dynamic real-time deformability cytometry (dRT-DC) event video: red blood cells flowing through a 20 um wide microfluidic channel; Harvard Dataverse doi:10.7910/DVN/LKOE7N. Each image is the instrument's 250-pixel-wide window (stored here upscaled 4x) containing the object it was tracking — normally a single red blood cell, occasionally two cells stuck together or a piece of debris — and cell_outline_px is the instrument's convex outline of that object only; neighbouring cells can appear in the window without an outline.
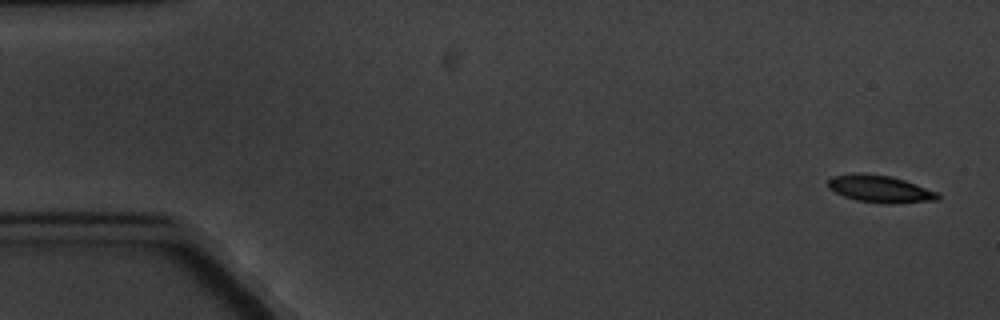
{"species": "common noctule bat (a hibernating species)", "species_latin": "Nyctalus noctula", "temperature_condition": "cold", "stored_images_in_passage": 6, "camera_frame_rate_fps": 3000, "um_per_image_px": 0.085, "animal": {"sex": "male", "body_mass_g": 20.1, "forearm_length_mm": 53.5}, "frame": {"image": 1, "passage_image": 1, "time_ms": 0.0, "image_size_px": [1000, 320], "cell_outline_px": [[940, 200], [896, 204], [880, 204], [856, 200], [844, 196], [828, 188], [828, 180], [832, 176], [888, 176], [904, 180], [940, 192]], "centroid_in_image_um": [74.93, 16.13], "position_along_channel_um": 10.1, "area_um2": 16.88}}